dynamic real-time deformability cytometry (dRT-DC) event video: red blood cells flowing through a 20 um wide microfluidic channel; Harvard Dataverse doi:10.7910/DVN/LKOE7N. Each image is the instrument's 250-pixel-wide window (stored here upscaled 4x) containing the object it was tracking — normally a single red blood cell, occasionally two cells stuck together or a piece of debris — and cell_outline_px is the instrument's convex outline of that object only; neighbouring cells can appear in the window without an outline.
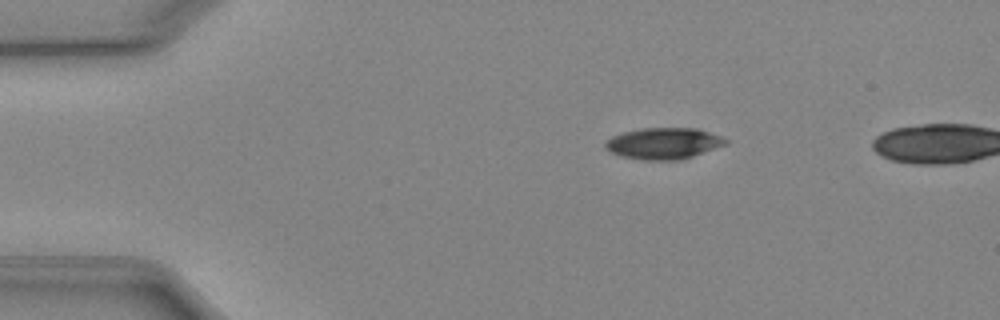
{"species": "Egyptian fruit bat (a non-hibernating species)", "species_latin": "Rousettus aegyptiacus", "temperature_condition": "cold", "stored_images_in_passage": 41, "camera_frame_rate_fps": 3000, "um_per_image_px": 0.085, "animal": {"sex": "female"}, "frame": {"image": 1, "passage_image": 1, "time_ms": 0.0, "image_size_px": [1000, 320], "cell_outline_px": [[728, 144], [680, 160], [644, 160], [620, 156], [604, 148], [604, 144], [612, 136], [624, 132], [640, 128], [696, 128], [720, 136], [728, 140]], "centroid_in_image_um": [56.4, 12.19], "position_along_channel_um": 28.6, "area_um2": 21.91}}
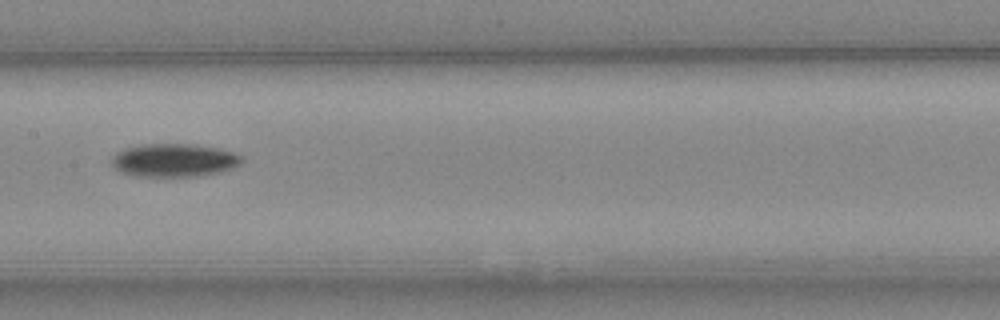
{"frame": {"image": 2, "passage_image": 18, "time_ms": 5.667, "image_size_px": [1000, 320], "cell_outline_px": [[244, 160], [240, 164], [232, 168], [220, 172], [200, 176], [132, 176], [120, 172], [112, 164], [112, 156], [124, 148], [140, 144], [196, 144], [220, 148], [244, 156]], "centroid_in_image_um": [14.82, 13.61], "position_along_channel_um": 192.6, "area_um2": 25.43}}
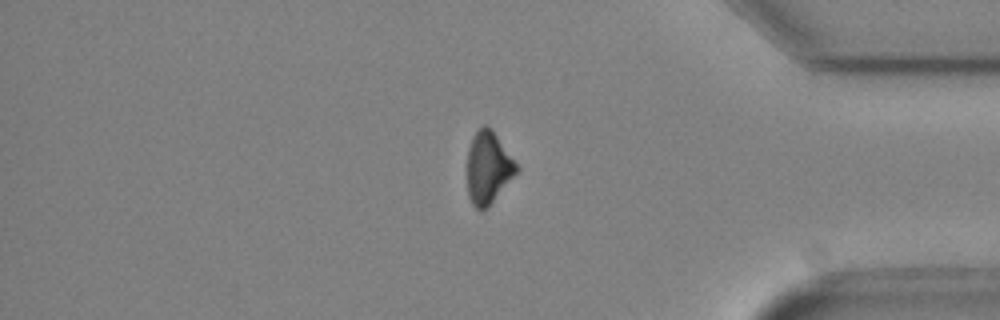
{"frame": {"image": 3, "passage_image": 35, "time_ms": 11.333, "image_size_px": [1000, 320], "cell_outline_px": [[520, 168], [488, 208], [480, 212], [472, 204], [468, 196], [468, 148], [472, 136], [484, 124], [488, 124], [492, 128]], "centroid_in_image_um": [41.5, 14.25], "position_along_channel_um": 393.7, "area_um2": 20.87}, "authors_computed_cell_mechanics": {"area_um2": 23.12, "velocity_mm_per_s": 3.9637, "shape_relaxation_time_tau1_ms": 2.8933, "shape_relaxation_time_tau2_ms": null, "deformation_change_tau1": 0.0957, "deformation_change_tau2": null}}